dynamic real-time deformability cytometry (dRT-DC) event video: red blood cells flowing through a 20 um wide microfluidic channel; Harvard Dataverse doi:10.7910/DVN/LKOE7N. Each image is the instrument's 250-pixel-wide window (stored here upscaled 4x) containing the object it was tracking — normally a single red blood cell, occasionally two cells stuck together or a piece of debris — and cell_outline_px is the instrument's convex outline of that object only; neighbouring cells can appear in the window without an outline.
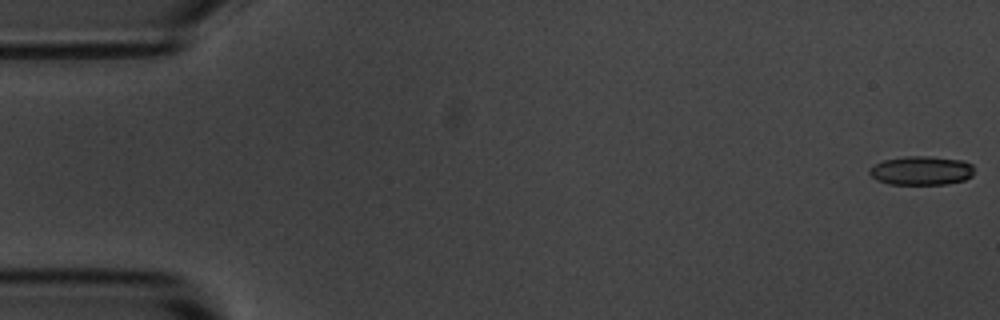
{"species": "common noctule bat (a hibernating species)", "species_latin": "Nyctalus noctula", "temperature_condition": "room temperature", "stored_images_in_passage": 5, "camera_frame_rate_fps": 3000, "um_per_image_px": 0.085, "animal": {"sex": "male", "body_mass_g": 20.1, "forearm_length_mm": 53.5}, "frame": {"image": 1, "passage_image": 1, "time_ms": 0.0, "image_size_px": [1000, 320], "cell_outline_px": [[972, 176], [964, 180], [948, 184], [888, 184], [876, 180], [868, 172], [876, 164], [884, 160], [904, 156], [932, 156], [964, 160], [972, 164]], "centroid_in_image_um": [78.33, 14.49], "position_along_channel_um": 6.7, "area_um2": 17.69}}
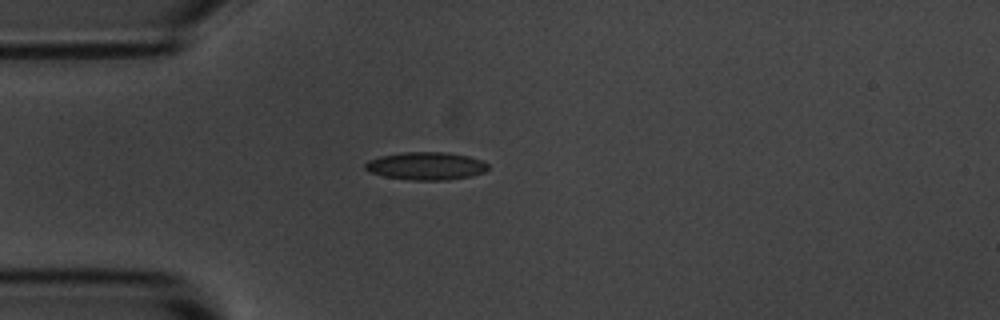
{"frame": {"image": 2, "passage_image": 5, "time_ms": 4.667, "image_size_px": [1000, 320], "cell_outline_px": [[488, 168], [484, 172], [472, 176], [448, 180], [408, 180], [384, 176], [368, 172], [364, 168], [364, 164], [368, 160], [380, 156], [400, 152], [444, 152], [468, 156], [480, 160], [488, 164]], "centroid_in_image_um": [36.18, 14.11], "position_along_channel_um": 48.8, "area_um2": 20.06}}